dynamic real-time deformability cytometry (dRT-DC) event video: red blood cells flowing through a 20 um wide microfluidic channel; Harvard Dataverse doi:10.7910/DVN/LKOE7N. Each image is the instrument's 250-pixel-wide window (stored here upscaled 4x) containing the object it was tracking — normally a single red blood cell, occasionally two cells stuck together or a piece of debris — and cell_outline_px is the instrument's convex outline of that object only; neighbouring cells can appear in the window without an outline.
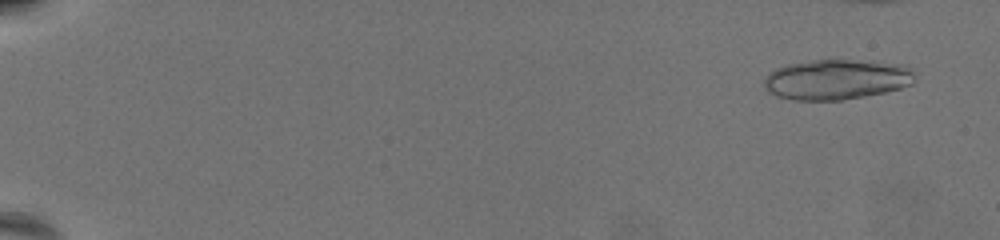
{"species": "common noctule bat (a hibernating species)", "species_latin": "Nyctalus noctula", "temperature_condition": "warm", "stored_images_in_passage": 25, "camera_frame_rate_fps": 3000, "um_per_image_px": 0.085, "animal": {"sex": "female", "body_mass_g": 19.5, "forearm_length_mm": 54.1}, "frame": {"image": 1, "passage_image": 4, "time_ms": 1.0, "image_size_px": [1000, 240], "cell_outline_px": [[912, 84], [900, 88], [884, 92], [864, 96], [840, 100], [792, 100], [776, 96], [768, 92], [764, 88], [764, 80], [776, 68], [788, 64], [816, 60], [848, 60], [900, 64], [912, 68]], "centroid_in_image_um": [71.07, 6.77], "position_along_channel_um": 13.9, "area_um2": 34.91}}